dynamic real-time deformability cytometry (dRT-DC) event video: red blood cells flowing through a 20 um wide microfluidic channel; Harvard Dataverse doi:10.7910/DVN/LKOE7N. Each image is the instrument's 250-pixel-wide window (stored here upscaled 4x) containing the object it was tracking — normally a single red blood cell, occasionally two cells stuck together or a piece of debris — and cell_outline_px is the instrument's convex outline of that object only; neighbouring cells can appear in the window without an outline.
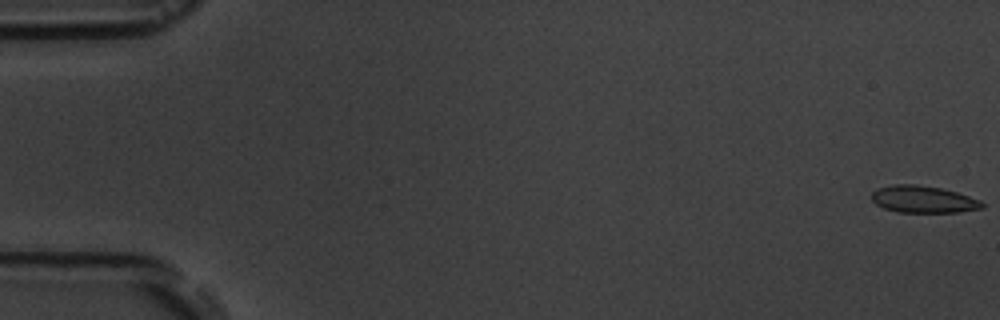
{"species": "common noctule bat (a hibernating species)", "species_latin": "Nyctalus noctula", "temperature_condition": "room temperature", "stored_images_in_passage": 7, "camera_frame_rate_fps": 3000, "um_per_image_px": 0.085, "animal": {"sex": "male", "body_mass_g": 19.5, "forearm_length_mm": 54.6}, "frame": {"image": 1, "passage_image": 1, "time_ms": 0.0, "image_size_px": [1000, 320], "cell_outline_px": [[984, 208], [960, 212], [896, 212], [884, 208], [876, 204], [872, 200], [872, 192], [876, 188], [892, 184], [916, 184], [940, 188], [956, 192], [980, 200], [984, 204]], "centroid_in_image_um": [78.46, 16.94], "position_along_channel_um": 6.5, "area_um2": 17.46}}
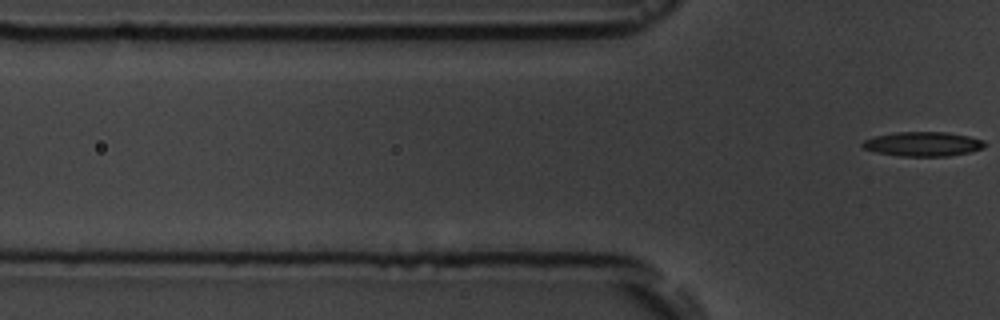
{"frame": {"image": 2, "passage_image": 7, "time_ms": 8.0, "image_size_px": [1000, 320], "cell_outline_px": [[984, 148], [972, 152], [948, 156], [900, 156], [876, 152], [864, 148], [860, 144], [864, 140], [876, 136], [896, 132], [948, 132], [968, 136], [984, 140]], "centroid_in_image_um": [78.47, 12.24], "position_along_channel_um": 47.3, "area_um2": 17.4}}